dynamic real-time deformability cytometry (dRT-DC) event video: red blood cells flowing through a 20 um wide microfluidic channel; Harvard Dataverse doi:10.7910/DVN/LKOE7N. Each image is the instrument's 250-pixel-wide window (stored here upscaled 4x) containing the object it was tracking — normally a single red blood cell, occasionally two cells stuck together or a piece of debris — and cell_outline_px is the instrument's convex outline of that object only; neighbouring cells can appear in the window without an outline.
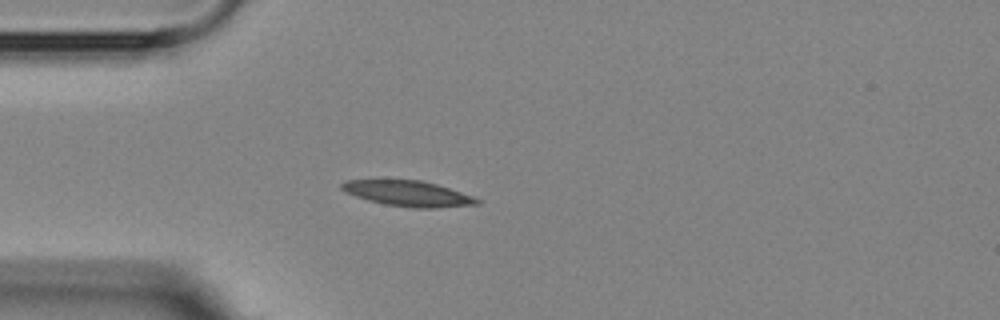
{"species": "Egyptian fruit bat (a non-hibernating species)", "species_latin": "Rousettus aegyptiacus", "temperature_condition": "room temperature", "stored_images_in_passage": 4, "camera_frame_rate_fps": 3000, "um_per_image_px": 0.085, "animal": {"sex": "female"}, "frame": {"image": 1, "passage_image": 4, "time_ms": 3.333, "image_size_px": [1000, 320], "cell_outline_px": [[480, 204], [436, 208], [412, 208], [384, 204], [368, 200], [356, 196], [340, 188], [340, 184], [344, 180], [420, 180], [436, 184], [472, 196], [480, 200]], "centroid_in_image_um": [34.68, 16.45], "position_along_channel_um": 50.3, "area_um2": 19.94}}